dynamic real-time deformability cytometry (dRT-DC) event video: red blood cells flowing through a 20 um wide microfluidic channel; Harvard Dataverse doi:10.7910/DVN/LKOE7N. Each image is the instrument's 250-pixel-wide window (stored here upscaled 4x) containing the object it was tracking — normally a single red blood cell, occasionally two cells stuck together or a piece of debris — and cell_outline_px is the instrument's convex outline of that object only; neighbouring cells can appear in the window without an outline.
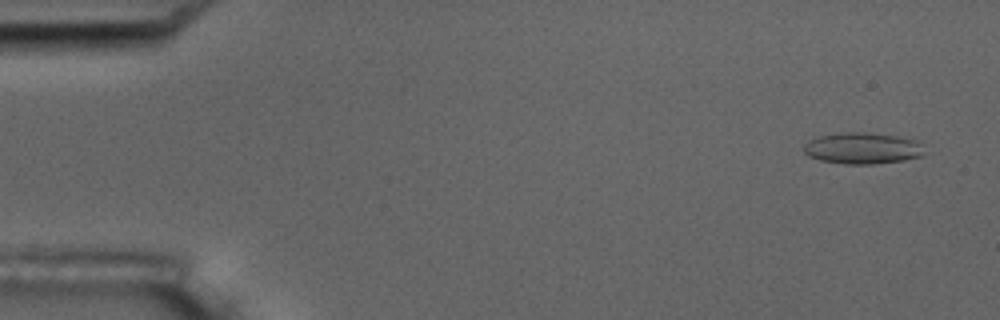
{"species": "common noctule bat (a hibernating species)", "species_latin": "Nyctalus noctula", "temperature_condition": "room temperature", "stored_images_in_passage": 6, "camera_frame_rate_fps": 3000, "um_per_image_px": 0.085, "animal": {"sex": "male", "body_mass_g": 17.5, "forearm_length_mm": 52.3}, "frame": {"image": 1, "passage_image": 1, "time_ms": 0.0, "image_size_px": [1000, 320], "cell_outline_px": [[924, 156], [904, 160], [872, 164], [844, 164], [820, 160], [808, 156], [804, 152], [804, 144], [820, 136], [844, 132], [864, 132], [896, 136], [916, 140], [920, 144]], "centroid_in_image_um": [73.31, 12.61], "position_along_channel_um": 11.7, "area_um2": 21.85}}
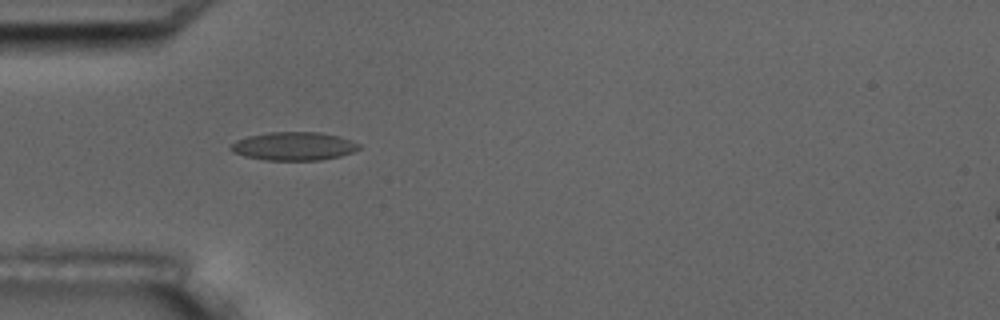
{"frame": {"image": 2, "passage_image": 5, "time_ms": 4.667, "image_size_px": [1000, 320], "cell_outline_px": [[360, 148], [352, 152], [340, 156], [320, 160], [268, 160], [244, 156], [232, 152], [228, 148], [236, 140], [248, 136], [268, 132], [320, 132], [340, 136], [352, 140], [360, 144]], "centroid_in_image_um": [24.97, 12.42], "position_along_channel_um": 60.0, "area_um2": 21.27}}